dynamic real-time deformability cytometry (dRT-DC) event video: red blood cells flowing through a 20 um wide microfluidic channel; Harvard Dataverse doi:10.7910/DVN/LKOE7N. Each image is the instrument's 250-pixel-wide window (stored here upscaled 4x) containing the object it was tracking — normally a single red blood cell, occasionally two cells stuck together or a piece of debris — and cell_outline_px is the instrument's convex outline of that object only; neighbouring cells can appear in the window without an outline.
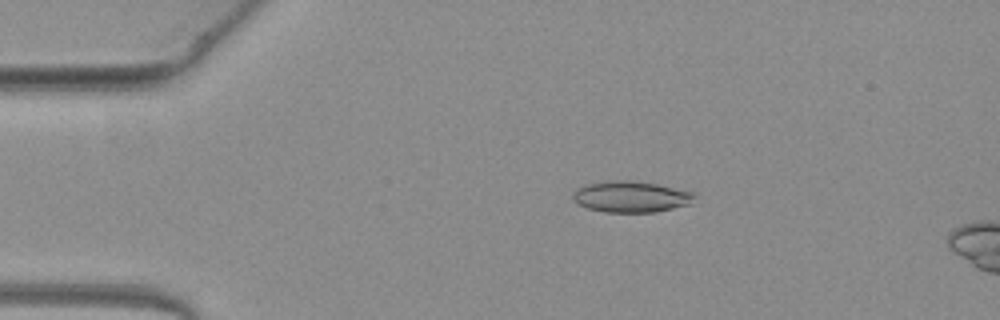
{"species": "common noctule bat (a hibernating species)", "species_latin": "Nyctalus noctula", "temperature_condition": "warm", "stored_images_in_passage": 51, "camera_frame_rate_fps": 3000, "um_per_image_px": 0.085, "animal": {"sex": "female", "body_mass_g": 19.3, "forearm_length_mm": 54.1}, "frame": {"image": 1, "passage_image": 10, "time_ms": 3.0, "image_size_px": [1000, 320], "cell_outline_px": [[696, 196], [692, 204], [656, 212], [604, 212], [588, 208], [572, 200], [572, 192], [576, 188], [588, 184], [620, 180], [628, 180], [656, 184], [696, 192]], "centroid_in_image_um": [53.67, 16.73], "position_along_channel_um": 31.3, "area_um2": 22.14}}
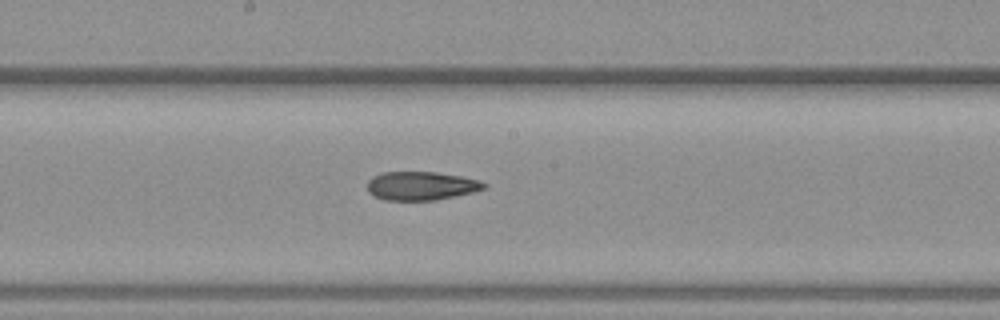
{"frame": {"image": 2, "passage_image": 27, "time_ms": 8.667, "image_size_px": [1000, 320], "cell_outline_px": [[488, 184], [484, 188], [472, 192], [436, 200], [384, 200], [368, 192], [368, 180], [372, 176], [384, 172], [436, 172], [460, 176], [480, 180]], "centroid_in_image_um": [35.79, 15.79], "position_along_channel_um": 212.4, "area_um2": 19.36}}
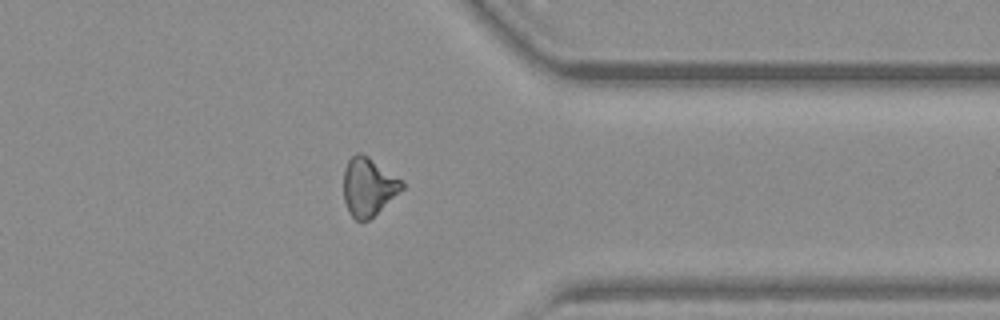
{"frame": {"image": 3, "passage_image": 40, "time_ms": 13.0, "image_size_px": [1000, 320], "cell_outline_px": [[404, 188], [368, 220], [360, 224], [348, 212], [344, 200], [344, 168], [348, 160], [356, 152], [360, 152], [368, 156], [400, 180], [404, 184]], "centroid_in_image_um": [31.27, 15.89], "position_along_channel_um": 380.1, "area_um2": 19.59}, "authors_computed_cell_mechanics": {"area_um2": 20.4034, "velocity_mm_per_s": 4.0749, "shape_relaxation_time_tau1_ms": null, "shape_relaxation_time_tau2_ms": 4.689, "deformation_change_tau1": null, "deformation_change_tau2": 0.1471}}